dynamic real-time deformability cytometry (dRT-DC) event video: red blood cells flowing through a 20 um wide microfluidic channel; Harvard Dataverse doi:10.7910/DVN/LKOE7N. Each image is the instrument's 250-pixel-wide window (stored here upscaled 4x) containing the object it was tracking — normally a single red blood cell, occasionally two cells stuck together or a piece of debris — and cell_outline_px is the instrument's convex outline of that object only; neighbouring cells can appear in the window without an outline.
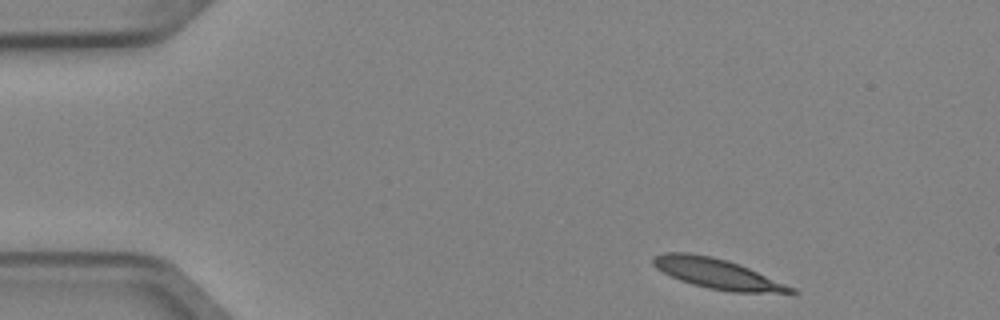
{"species": "Egyptian fruit bat (a non-hibernating species)", "species_latin": "Rousettus aegyptiacus", "temperature_condition": "cold", "stored_images_in_passage": 4, "camera_frame_rate_fps": 3000, "um_per_image_px": 0.085, "animal": {"sex": "female"}, "frame": {"image": 1, "passage_image": 1, "time_ms": 0.0, "image_size_px": [1000, 320], "cell_outline_px": [[800, 292], [796, 296], [728, 292], [708, 288], [692, 284], [680, 280], [656, 268], [652, 264], [652, 256], [664, 252], [688, 252], [712, 256], [728, 260], [748, 268], [796, 288]], "centroid_in_image_um": [61.12, 23.31], "position_along_channel_um": 23.9, "area_um2": 25.03}}
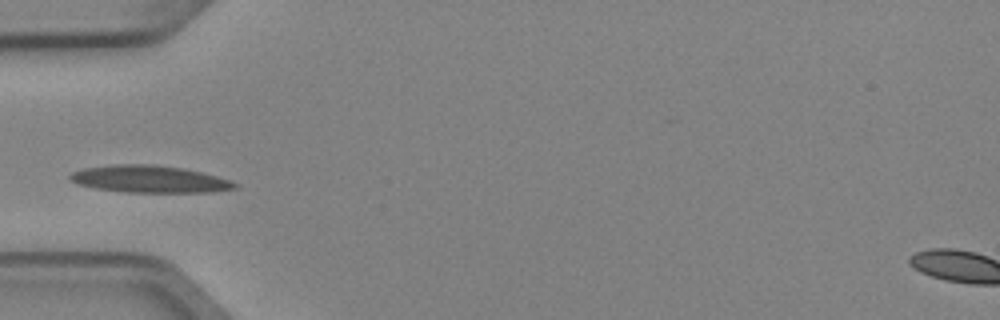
{"frame": {"image": 2, "passage_image": 4, "time_ms": 1.0, "image_size_px": [1000, 320], "cell_outline_px": [[240, 184], [236, 188], [208, 192], [128, 192], [92, 188], [76, 184], [68, 176], [72, 172], [84, 168], [112, 164], [156, 164], [184, 168], [216, 176]], "centroid_in_image_um": [12.67, 15.21], "position_along_channel_um": 72.3, "area_um2": 26.07}}